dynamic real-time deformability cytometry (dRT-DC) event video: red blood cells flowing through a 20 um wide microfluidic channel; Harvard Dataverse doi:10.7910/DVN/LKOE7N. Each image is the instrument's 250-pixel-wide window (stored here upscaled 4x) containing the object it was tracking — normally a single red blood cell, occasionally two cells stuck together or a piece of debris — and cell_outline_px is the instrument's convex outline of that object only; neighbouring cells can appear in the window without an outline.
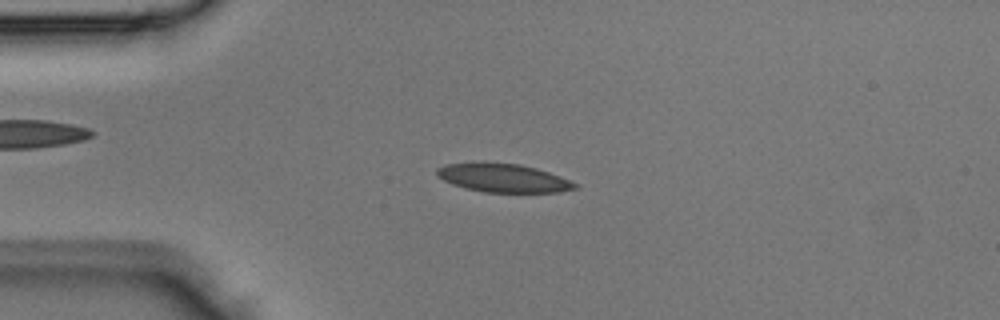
{"species": "Egyptian fruit bat (a non-hibernating species)", "species_latin": "Rousettus aegyptiacus", "temperature_condition": "room temperature", "stored_images_in_passage": 38, "camera_frame_rate_fps": 3000, "um_per_image_px": 0.085, "animal": {"sex": "male"}, "frame": {"image": 1, "passage_image": 5, "time_ms": 1.333, "image_size_px": [1000, 320], "cell_outline_px": [[580, 188], [560, 192], [484, 192], [464, 188], [452, 184], [436, 176], [436, 168], [444, 164], [480, 160], [520, 164], [536, 168], [560, 176], [580, 184]], "centroid_in_image_um": [42.74, 15.1], "position_along_channel_um": 42.3, "area_um2": 23.7}}
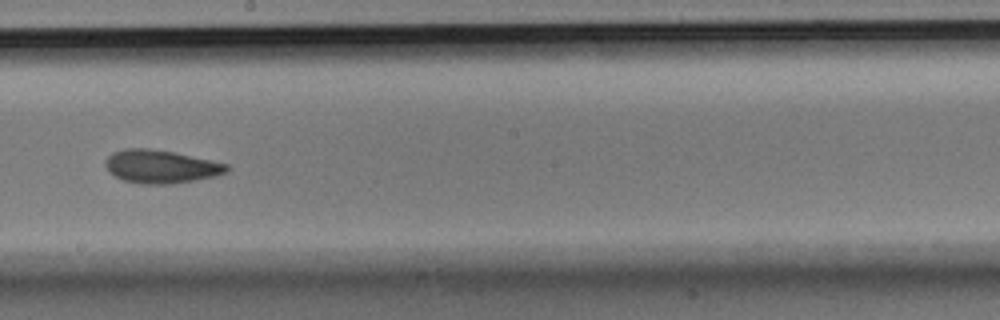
{"frame": {"image": 2, "passage_image": 19, "time_ms": 6.0, "image_size_px": [1000, 320], "cell_outline_px": [[228, 172], [216, 176], [176, 184], [140, 184], [124, 180], [108, 172], [104, 164], [108, 156], [112, 152], [124, 148], [148, 148], [172, 152], [228, 164]], "centroid_in_image_um": [13.65, 14.17], "position_along_channel_um": 234.6, "area_um2": 23.52}}
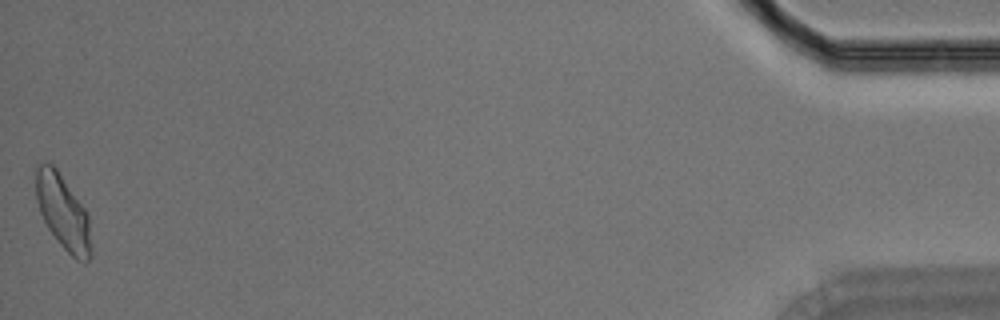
{"frame": {"image": 3, "passage_image": 38, "time_ms": 12.333, "image_size_px": [1000, 320], "cell_outline_px": [[92, 256], [84, 264], [76, 260], [60, 244], [48, 228], [40, 212], [36, 200], [36, 168], [40, 164], [52, 164], [56, 168], [88, 212], [92, 248]], "centroid_in_image_um": [5.39, 18.09], "position_along_channel_um": 429.8, "area_um2": 24.04}}